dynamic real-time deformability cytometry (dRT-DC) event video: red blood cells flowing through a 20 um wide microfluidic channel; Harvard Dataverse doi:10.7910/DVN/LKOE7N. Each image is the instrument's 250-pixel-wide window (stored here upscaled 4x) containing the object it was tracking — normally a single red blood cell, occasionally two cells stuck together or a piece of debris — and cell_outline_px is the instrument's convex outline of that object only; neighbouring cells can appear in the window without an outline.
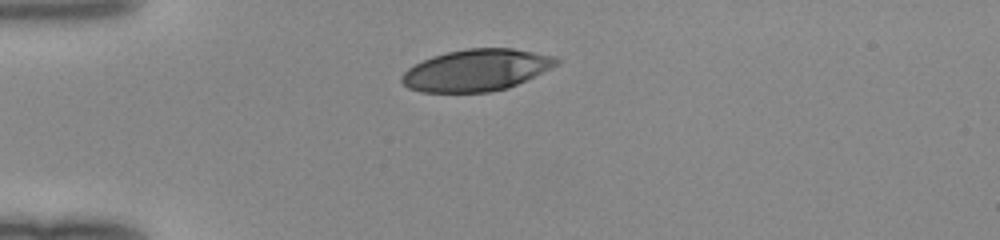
{"species": "human", "species_latin": "Homo sapiens", "temperature_condition": "room temperature", "stored_images_in_passage": 37, "camera_frame_rate_fps": 3000, "um_per_image_px": 0.085, "donor": {"sex": "female"}, "frame": {"image": 1, "passage_image": 1, "time_ms": 0.0, "image_size_px": [1000, 240], "cell_outline_px": [[560, 60], [556, 64], [508, 88], [488, 92], [420, 92], [408, 88], [400, 80], [400, 76], [408, 68], [432, 56], [448, 52], [468, 48], [512, 48], [556, 56]], "centroid_in_image_um": [40.44, 5.96], "position_along_channel_um": 44.6, "area_um2": 37.17}}
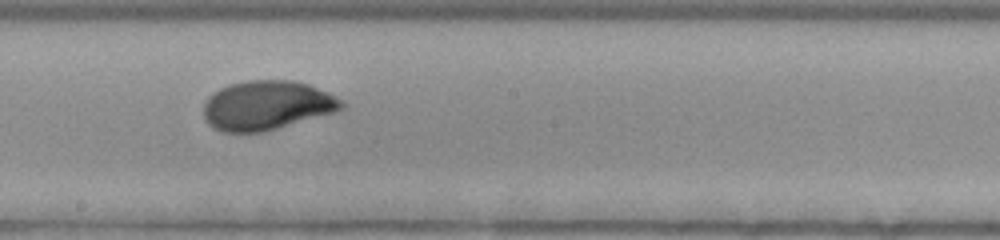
{"frame": {"image": 2, "passage_image": 16, "time_ms": 5.0, "image_size_px": [1000, 240], "cell_outline_px": [[348, 104], [344, 108], [336, 112], [264, 132], [220, 132], [212, 128], [204, 120], [204, 104], [208, 96], [212, 92], [228, 84], [244, 80], [292, 80], [308, 84], [328, 92]], "centroid_in_image_um": [22.67, 8.96], "position_along_channel_um": 225.5, "area_um2": 40.17}}
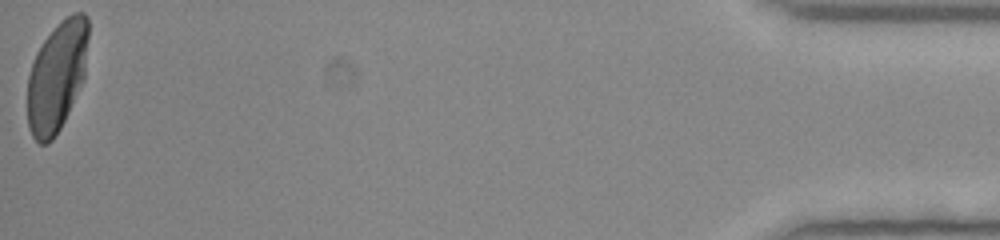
{"frame": {"image": 3, "passage_image": 37, "time_ms": 12.0, "image_size_px": [1000, 240], "cell_outline_px": [[88, 36], [84, 80], [60, 128], [52, 140], [48, 144], [40, 144], [32, 136], [28, 128], [28, 76], [36, 52], [44, 40], [60, 20], [72, 12], [84, 12], [88, 16]], "centroid_in_image_um": [4.84, 6.47], "position_along_channel_um": 430.4, "area_um2": 39.13}}